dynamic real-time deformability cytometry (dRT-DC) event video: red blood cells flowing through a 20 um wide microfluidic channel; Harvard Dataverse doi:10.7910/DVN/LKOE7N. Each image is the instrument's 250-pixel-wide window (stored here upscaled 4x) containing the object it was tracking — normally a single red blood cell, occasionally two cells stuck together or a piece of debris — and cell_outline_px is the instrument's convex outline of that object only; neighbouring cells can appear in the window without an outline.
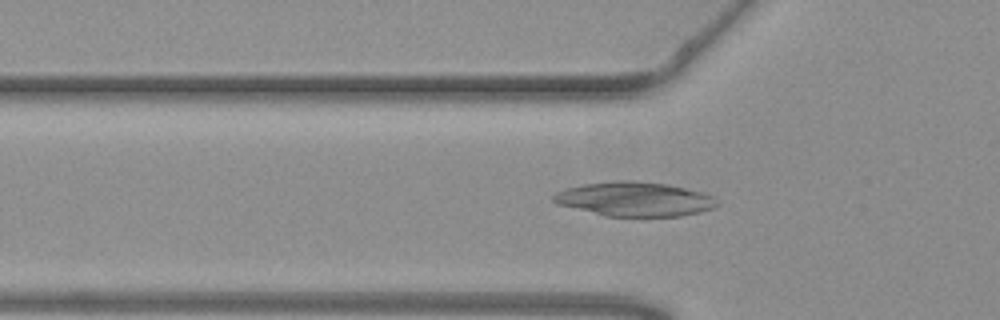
{"species": "common noctule bat (a hibernating species)", "species_latin": "Nyctalus noctula", "temperature_condition": "warm", "stored_images_in_passage": 55, "camera_frame_rate_fps": 3000, "um_per_image_px": 0.085, "animal": {"sex": "female", "body_mass_g": 19.3, "forearm_length_mm": 54.1}, "frame": {"image": 1, "passage_image": 18, "time_ms": 5.667, "image_size_px": [1000, 320], "cell_outline_px": [[720, 204], [712, 208], [700, 212], [680, 216], [604, 216], [556, 204], [552, 200], [552, 196], [556, 192], [568, 188], [584, 184], [616, 180], [632, 180], [668, 184], [700, 192], [712, 196]], "centroid_in_image_um": [53.91, 16.92], "position_along_channel_um": 71.9, "area_um2": 32.66}}
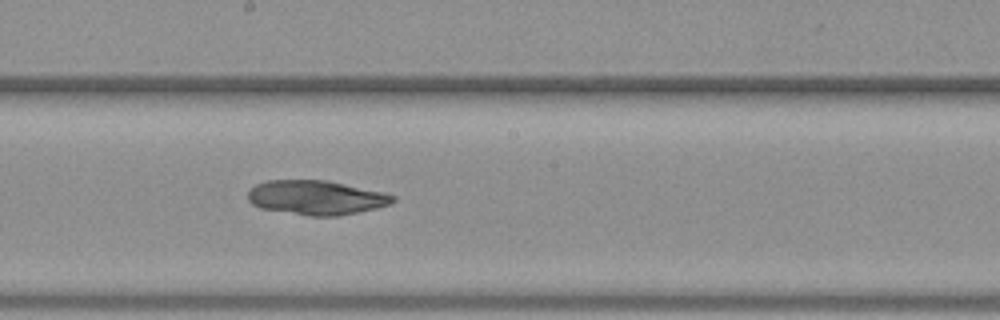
{"frame": {"image": 2, "passage_image": 30, "time_ms": 9.667, "image_size_px": [1000, 320], "cell_outline_px": [[396, 200], [392, 204], [376, 208], [336, 216], [308, 216], [260, 208], [252, 204], [248, 200], [248, 192], [256, 184], [268, 180], [328, 180], [384, 192], [396, 196]], "centroid_in_image_um": [26.9, 16.79], "position_along_channel_um": 221.3, "area_um2": 29.13}}
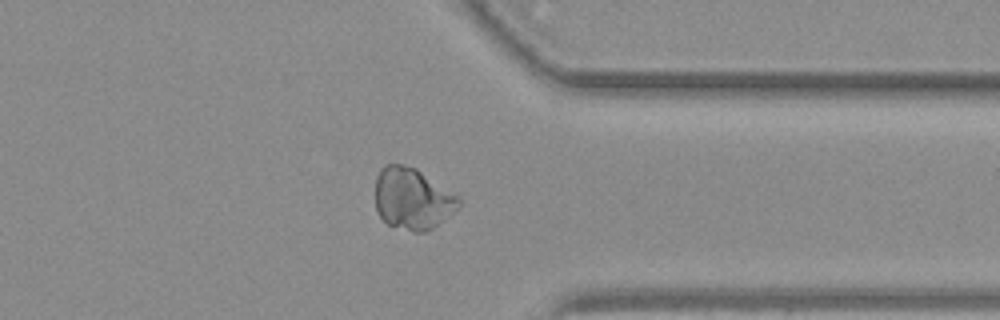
{"frame": {"image": 3, "passage_image": 43, "time_ms": 14.0, "image_size_px": [1000, 320], "cell_outline_px": [[460, 208], [432, 228], [424, 232], [412, 232], [388, 224], [380, 216], [376, 208], [376, 176], [380, 168], [384, 164], [400, 164], [416, 168], [460, 196]], "centroid_in_image_um": [35.07, 16.88], "position_along_channel_um": 376.3, "area_um2": 30.11}}